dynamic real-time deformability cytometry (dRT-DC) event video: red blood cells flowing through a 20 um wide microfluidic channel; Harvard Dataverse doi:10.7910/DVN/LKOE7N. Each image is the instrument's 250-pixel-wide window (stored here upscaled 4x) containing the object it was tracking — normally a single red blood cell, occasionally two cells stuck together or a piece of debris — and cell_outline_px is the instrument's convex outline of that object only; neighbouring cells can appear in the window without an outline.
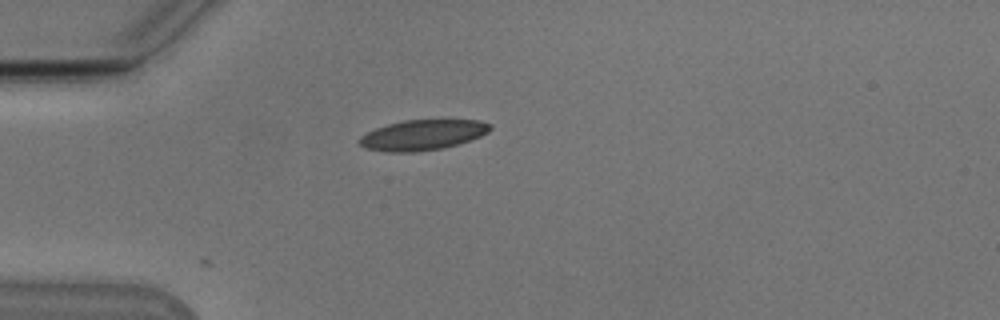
{"species": "Egyptian fruit bat (a non-hibernating species)", "species_latin": "Rousettus aegyptiacus", "temperature_condition": "cold", "stored_images_in_passage": 3, "camera_frame_rate_fps": 3000, "um_per_image_px": 0.085, "animal": {"sex": "male"}, "frame": {"image": 1, "passage_image": 1, "time_ms": 0.0, "image_size_px": [1000, 320], "cell_outline_px": [[492, 128], [488, 132], [480, 136], [456, 144], [440, 148], [412, 152], [384, 152], [364, 148], [356, 140], [360, 136], [376, 128], [388, 124], [404, 120], [480, 120], [492, 124]], "centroid_in_image_um": [35.88, 11.47], "position_along_channel_um": 49.1, "area_um2": 23.0}}